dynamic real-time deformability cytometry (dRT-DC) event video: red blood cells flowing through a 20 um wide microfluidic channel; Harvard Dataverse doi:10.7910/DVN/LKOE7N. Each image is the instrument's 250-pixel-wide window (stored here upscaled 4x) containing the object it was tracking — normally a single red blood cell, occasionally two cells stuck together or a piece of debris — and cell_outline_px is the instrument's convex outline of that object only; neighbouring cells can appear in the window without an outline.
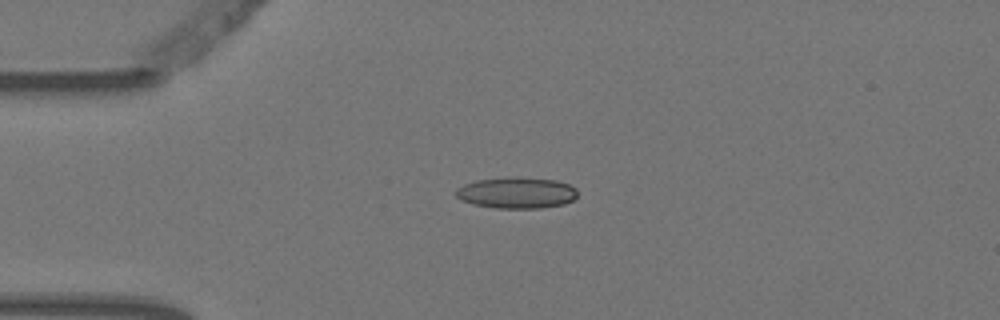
{"species": "Egyptian fruit bat (a non-hibernating species)", "species_latin": "Rousettus aegyptiacus", "temperature_condition": "warm", "stored_images_in_passage": 5, "camera_frame_rate_fps": 3000, "um_per_image_px": 0.085, "animal": {"sex": "female"}, "frame": {"image": 1, "passage_image": 4, "time_ms": 1.0, "image_size_px": [1000, 320], "cell_outline_px": [[576, 196], [572, 200], [564, 204], [540, 208], [496, 208], [472, 204], [460, 200], [456, 196], [456, 188], [464, 184], [476, 180], [556, 180], [568, 184], [576, 188]], "centroid_in_image_um": [43.89, 16.44], "position_along_channel_um": 41.1, "area_um2": 21.1}}